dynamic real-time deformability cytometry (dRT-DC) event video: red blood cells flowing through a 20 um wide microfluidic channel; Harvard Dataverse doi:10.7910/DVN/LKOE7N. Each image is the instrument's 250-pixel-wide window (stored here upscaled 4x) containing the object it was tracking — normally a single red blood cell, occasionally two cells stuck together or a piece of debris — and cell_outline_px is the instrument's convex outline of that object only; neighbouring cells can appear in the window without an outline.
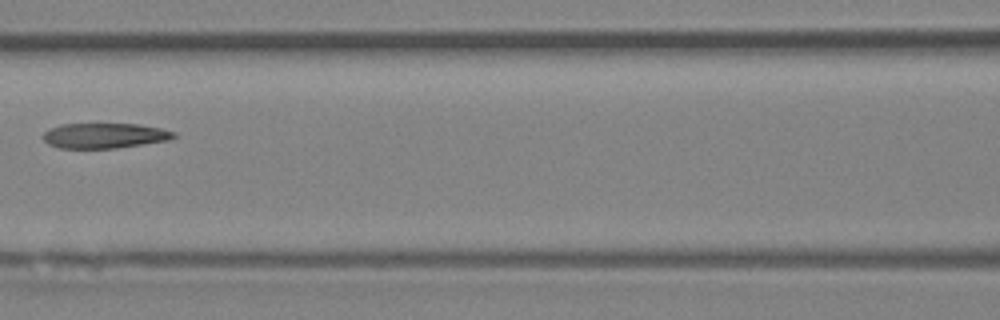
{"species": "Egyptian fruit bat (a non-hibernating species)", "species_latin": "Rousettus aegyptiacus", "temperature_condition": "room temperature", "stored_images_in_passage": 7, "camera_frame_rate_fps": 3000, "um_per_image_px": 0.085, "animal": {"sex": "female"}, "frame": {"image": 1, "passage_image": 5, "time_ms": 4.667, "image_size_px": [1000, 320], "cell_outline_px": [[176, 136], [168, 140], [144, 144], [116, 148], [60, 148], [48, 144], [44, 140], [44, 132], [48, 128], [60, 124], [140, 124], [160, 128], [176, 132]], "centroid_in_image_um": [8.88, 11.52], "position_along_channel_um": 157.7, "area_um2": 19.19}}
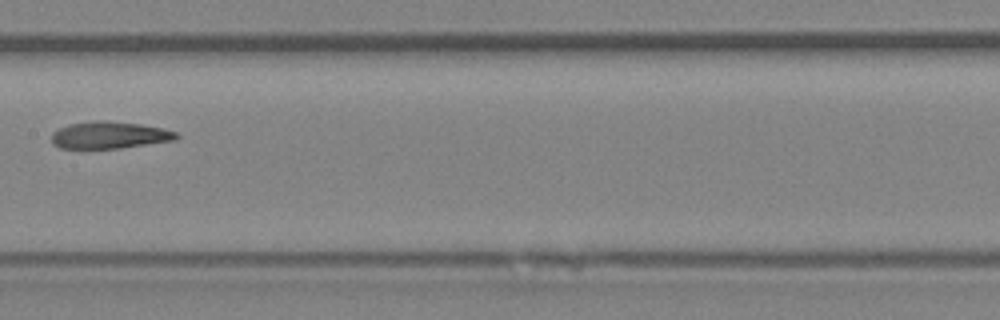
{"frame": {"image": 2, "passage_image": 6, "time_ms": 5.667, "image_size_px": [1000, 320], "cell_outline_px": [[180, 136], [176, 140], [120, 148], [60, 148], [52, 144], [52, 132], [68, 124], [92, 120], [108, 120], [140, 124], [164, 128], [176, 132]], "centroid_in_image_um": [9.31, 11.47], "position_along_channel_um": 198.1, "area_um2": 19.83}}